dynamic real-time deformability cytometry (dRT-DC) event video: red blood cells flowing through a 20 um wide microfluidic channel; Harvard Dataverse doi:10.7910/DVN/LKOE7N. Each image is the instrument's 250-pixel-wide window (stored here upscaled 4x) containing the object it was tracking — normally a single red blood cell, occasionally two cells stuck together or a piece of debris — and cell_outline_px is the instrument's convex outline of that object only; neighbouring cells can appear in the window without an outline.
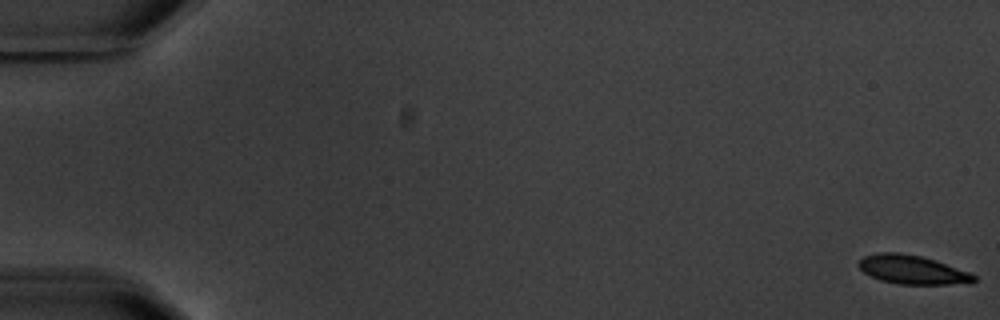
{"species": "common noctule bat (a hibernating species)", "species_latin": "Nyctalus noctula", "temperature_condition": "warm", "stored_images_in_passage": 7, "camera_frame_rate_fps": 3000, "um_per_image_px": 0.085, "animal": {"sex": "male", "body_mass_g": 20.1, "forearm_length_mm": 53.5}, "frame": {"image": 1, "passage_image": 1, "time_ms": 0.0, "image_size_px": [1000, 320], "cell_outline_px": [[976, 280], [972, 284], [900, 284], [880, 280], [864, 272], [856, 264], [864, 256], [876, 252], [900, 252], [920, 256], [936, 260], [968, 272], [976, 276]], "centroid_in_image_um": [77.55, 22.92], "position_along_channel_um": 7.4, "area_um2": 19.42}}
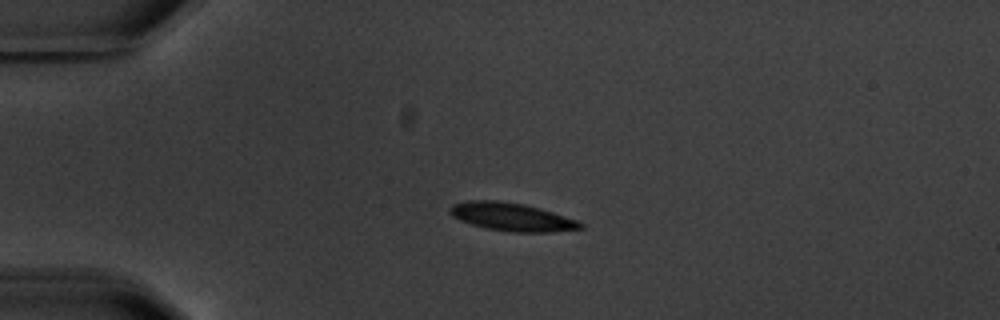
{"frame": {"image": 2, "passage_image": 5, "time_ms": 4.667, "image_size_px": [1000, 320], "cell_outline_px": [[584, 228], [552, 232], [508, 232], [484, 228], [460, 220], [452, 216], [448, 212], [448, 208], [452, 204], [468, 200], [496, 200], [524, 204], [540, 208], [576, 220], [584, 224]], "centroid_in_image_um": [43.46, 18.44], "position_along_channel_um": 41.5, "area_um2": 21.5}}
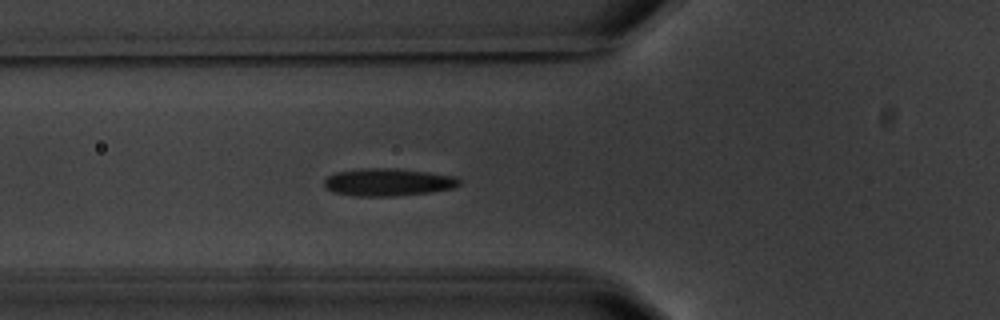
{"frame": {"image": 3, "passage_image": 7, "time_ms": 7.0, "image_size_px": [1000, 320], "cell_outline_px": [[460, 184], [452, 188], [432, 192], [396, 196], [356, 196], [332, 192], [324, 184], [324, 180], [328, 176], [336, 172], [364, 168], [396, 168], [428, 172], [456, 176], [460, 180]], "centroid_in_image_um": [33.0, 15.48], "position_along_channel_um": 92.8, "area_um2": 21.73}}